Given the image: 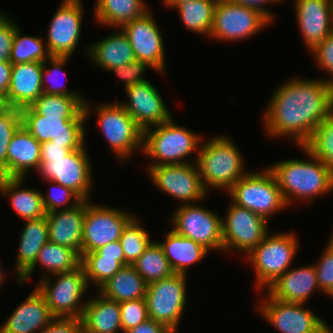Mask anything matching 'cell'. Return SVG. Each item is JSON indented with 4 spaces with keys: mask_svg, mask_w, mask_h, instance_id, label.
I'll list each match as a JSON object with an SVG mask.
<instances>
[{
    "mask_svg": "<svg viewBox=\"0 0 333 333\" xmlns=\"http://www.w3.org/2000/svg\"><path fill=\"white\" fill-rule=\"evenodd\" d=\"M305 79L292 77L274 89L262 116L269 138L285 137L304 146L333 113V87L322 78Z\"/></svg>",
    "mask_w": 333,
    "mask_h": 333,
    "instance_id": "cell-1",
    "label": "cell"
},
{
    "mask_svg": "<svg viewBox=\"0 0 333 333\" xmlns=\"http://www.w3.org/2000/svg\"><path fill=\"white\" fill-rule=\"evenodd\" d=\"M300 149L308 157L306 160L289 158L268 166L288 207L296 201L312 206L315 198L333 191L331 170L304 146H300Z\"/></svg>",
    "mask_w": 333,
    "mask_h": 333,
    "instance_id": "cell-2",
    "label": "cell"
},
{
    "mask_svg": "<svg viewBox=\"0 0 333 333\" xmlns=\"http://www.w3.org/2000/svg\"><path fill=\"white\" fill-rule=\"evenodd\" d=\"M196 154V166L204 188L227 192L246 173L244 158L232 138L215 135L204 140ZM214 188V189H213Z\"/></svg>",
    "mask_w": 333,
    "mask_h": 333,
    "instance_id": "cell-3",
    "label": "cell"
},
{
    "mask_svg": "<svg viewBox=\"0 0 333 333\" xmlns=\"http://www.w3.org/2000/svg\"><path fill=\"white\" fill-rule=\"evenodd\" d=\"M173 117L163 124L143 131L142 153L153 159L147 166L180 165L191 163L188 157L198 154L202 134L188 130L174 122ZM187 158V159H186Z\"/></svg>",
    "mask_w": 333,
    "mask_h": 333,
    "instance_id": "cell-4",
    "label": "cell"
},
{
    "mask_svg": "<svg viewBox=\"0 0 333 333\" xmlns=\"http://www.w3.org/2000/svg\"><path fill=\"white\" fill-rule=\"evenodd\" d=\"M91 111L97 114H95L96 123L118 160L126 162L131 156L133 158L136 152H142L143 130L119 102L98 103L92 107L86 98L84 102L86 120Z\"/></svg>",
    "mask_w": 333,
    "mask_h": 333,
    "instance_id": "cell-5",
    "label": "cell"
},
{
    "mask_svg": "<svg viewBox=\"0 0 333 333\" xmlns=\"http://www.w3.org/2000/svg\"><path fill=\"white\" fill-rule=\"evenodd\" d=\"M299 239L295 233H270L246 257L253 267L255 289L263 292L283 275L292 265L294 257L300 248Z\"/></svg>",
    "mask_w": 333,
    "mask_h": 333,
    "instance_id": "cell-6",
    "label": "cell"
},
{
    "mask_svg": "<svg viewBox=\"0 0 333 333\" xmlns=\"http://www.w3.org/2000/svg\"><path fill=\"white\" fill-rule=\"evenodd\" d=\"M237 206L246 208L269 221L271 216L287 209L277 180L268 167L248 171L227 192Z\"/></svg>",
    "mask_w": 333,
    "mask_h": 333,
    "instance_id": "cell-7",
    "label": "cell"
},
{
    "mask_svg": "<svg viewBox=\"0 0 333 333\" xmlns=\"http://www.w3.org/2000/svg\"><path fill=\"white\" fill-rule=\"evenodd\" d=\"M36 288L45 297L54 317L81 319L88 300L87 297L85 300L83 297L90 289L82 265L72 271L40 279Z\"/></svg>",
    "mask_w": 333,
    "mask_h": 333,
    "instance_id": "cell-8",
    "label": "cell"
},
{
    "mask_svg": "<svg viewBox=\"0 0 333 333\" xmlns=\"http://www.w3.org/2000/svg\"><path fill=\"white\" fill-rule=\"evenodd\" d=\"M271 23L256 9L227 0H218L209 38L220 42H242L260 33L265 27L271 26Z\"/></svg>",
    "mask_w": 333,
    "mask_h": 333,
    "instance_id": "cell-9",
    "label": "cell"
},
{
    "mask_svg": "<svg viewBox=\"0 0 333 333\" xmlns=\"http://www.w3.org/2000/svg\"><path fill=\"white\" fill-rule=\"evenodd\" d=\"M186 277L185 274L174 273L168 278L148 284L146 289L149 318L168 326L175 333L179 329L187 303Z\"/></svg>",
    "mask_w": 333,
    "mask_h": 333,
    "instance_id": "cell-10",
    "label": "cell"
},
{
    "mask_svg": "<svg viewBox=\"0 0 333 333\" xmlns=\"http://www.w3.org/2000/svg\"><path fill=\"white\" fill-rule=\"evenodd\" d=\"M176 210V211H175ZM171 215V229L192 239L209 251L223 253L222 217L198 204L178 205Z\"/></svg>",
    "mask_w": 333,
    "mask_h": 333,
    "instance_id": "cell-11",
    "label": "cell"
},
{
    "mask_svg": "<svg viewBox=\"0 0 333 333\" xmlns=\"http://www.w3.org/2000/svg\"><path fill=\"white\" fill-rule=\"evenodd\" d=\"M256 304L257 313L279 333H329L328 323L302 303L282 302L268 293Z\"/></svg>",
    "mask_w": 333,
    "mask_h": 333,
    "instance_id": "cell-12",
    "label": "cell"
},
{
    "mask_svg": "<svg viewBox=\"0 0 333 333\" xmlns=\"http://www.w3.org/2000/svg\"><path fill=\"white\" fill-rule=\"evenodd\" d=\"M222 217L223 252L231 249L248 254L269 234V222L232 201ZM269 229V230H268Z\"/></svg>",
    "mask_w": 333,
    "mask_h": 333,
    "instance_id": "cell-13",
    "label": "cell"
},
{
    "mask_svg": "<svg viewBox=\"0 0 333 333\" xmlns=\"http://www.w3.org/2000/svg\"><path fill=\"white\" fill-rule=\"evenodd\" d=\"M134 216L125 210L86 200L81 256L120 240L123 228Z\"/></svg>",
    "mask_w": 333,
    "mask_h": 333,
    "instance_id": "cell-14",
    "label": "cell"
},
{
    "mask_svg": "<svg viewBox=\"0 0 333 333\" xmlns=\"http://www.w3.org/2000/svg\"><path fill=\"white\" fill-rule=\"evenodd\" d=\"M84 145L71 151L65 158L41 162L37 169L40 178L52 180L76 192L83 200H90L93 183L92 162Z\"/></svg>",
    "mask_w": 333,
    "mask_h": 333,
    "instance_id": "cell-15",
    "label": "cell"
},
{
    "mask_svg": "<svg viewBox=\"0 0 333 333\" xmlns=\"http://www.w3.org/2000/svg\"><path fill=\"white\" fill-rule=\"evenodd\" d=\"M156 189L169 194L181 205L203 201L209 195L204 188L196 162L180 165L146 166ZM197 201V202H196Z\"/></svg>",
    "mask_w": 333,
    "mask_h": 333,
    "instance_id": "cell-16",
    "label": "cell"
},
{
    "mask_svg": "<svg viewBox=\"0 0 333 333\" xmlns=\"http://www.w3.org/2000/svg\"><path fill=\"white\" fill-rule=\"evenodd\" d=\"M22 125L39 142L52 141L63 148H82L86 142V119H59L37 114L31 107L21 109Z\"/></svg>",
    "mask_w": 333,
    "mask_h": 333,
    "instance_id": "cell-17",
    "label": "cell"
},
{
    "mask_svg": "<svg viewBox=\"0 0 333 333\" xmlns=\"http://www.w3.org/2000/svg\"><path fill=\"white\" fill-rule=\"evenodd\" d=\"M82 0H62L46 33L50 56L71 57L80 40L83 20Z\"/></svg>",
    "mask_w": 333,
    "mask_h": 333,
    "instance_id": "cell-18",
    "label": "cell"
},
{
    "mask_svg": "<svg viewBox=\"0 0 333 333\" xmlns=\"http://www.w3.org/2000/svg\"><path fill=\"white\" fill-rule=\"evenodd\" d=\"M147 11L121 29L129 39L136 59L149 63L160 75L166 73L165 43L155 16Z\"/></svg>",
    "mask_w": 333,
    "mask_h": 333,
    "instance_id": "cell-19",
    "label": "cell"
},
{
    "mask_svg": "<svg viewBox=\"0 0 333 333\" xmlns=\"http://www.w3.org/2000/svg\"><path fill=\"white\" fill-rule=\"evenodd\" d=\"M125 101L119 102L144 131L172 118L159 90L149 80L124 88Z\"/></svg>",
    "mask_w": 333,
    "mask_h": 333,
    "instance_id": "cell-20",
    "label": "cell"
},
{
    "mask_svg": "<svg viewBox=\"0 0 333 333\" xmlns=\"http://www.w3.org/2000/svg\"><path fill=\"white\" fill-rule=\"evenodd\" d=\"M295 19L308 52L333 32V0H295Z\"/></svg>",
    "mask_w": 333,
    "mask_h": 333,
    "instance_id": "cell-21",
    "label": "cell"
},
{
    "mask_svg": "<svg viewBox=\"0 0 333 333\" xmlns=\"http://www.w3.org/2000/svg\"><path fill=\"white\" fill-rule=\"evenodd\" d=\"M54 318L45 297L35 286L31 294L0 325V333H39Z\"/></svg>",
    "mask_w": 333,
    "mask_h": 333,
    "instance_id": "cell-22",
    "label": "cell"
},
{
    "mask_svg": "<svg viewBox=\"0 0 333 333\" xmlns=\"http://www.w3.org/2000/svg\"><path fill=\"white\" fill-rule=\"evenodd\" d=\"M42 62L12 65L10 86L5 96L8 107H30L43 93Z\"/></svg>",
    "mask_w": 333,
    "mask_h": 333,
    "instance_id": "cell-23",
    "label": "cell"
},
{
    "mask_svg": "<svg viewBox=\"0 0 333 333\" xmlns=\"http://www.w3.org/2000/svg\"><path fill=\"white\" fill-rule=\"evenodd\" d=\"M320 292L314 263L288 269L266 291L274 299L289 303H308L309 297Z\"/></svg>",
    "mask_w": 333,
    "mask_h": 333,
    "instance_id": "cell-24",
    "label": "cell"
},
{
    "mask_svg": "<svg viewBox=\"0 0 333 333\" xmlns=\"http://www.w3.org/2000/svg\"><path fill=\"white\" fill-rule=\"evenodd\" d=\"M86 200L75 207L47 213L49 241L75 250L81 256Z\"/></svg>",
    "mask_w": 333,
    "mask_h": 333,
    "instance_id": "cell-25",
    "label": "cell"
},
{
    "mask_svg": "<svg viewBox=\"0 0 333 333\" xmlns=\"http://www.w3.org/2000/svg\"><path fill=\"white\" fill-rule=\"evenodd\" d=\"M40 163L41 143L21 125L8 145L7 177L26 179L31 170L37 171Z\"/></svg>",
    "mask_w": 333,
    "mask_h": 333,
    "instance_id": "cell-26",
    "label": "cell"
},
{
    "mask_svg": "<svg viewBox=\"0 0 333 333\" xmlns=\"http://www.w3.org/2000/svg\"><path fill=\"white\" fill-rule=\"evenodd\" d=\"M81 320L83 333H123L119 302L98 291L88 298Z\"/></svg>",
    "mask_w": 333,
    "mask_h": 333,
    "instance_id": "cell-27",
    "label": "cell"
},
{
    "mask_svg": "<svg viewBox=\"0 0 333 333\" xmlns=\"http://www.w3.org/2000/svg\"><path fill=\"white\" fill-rule=\"evenodd\" d=\"M116 31L106 36V38L88 44L84 50L98 68L107 72L136 59L128 37L122 29L118 28Z\"/></svg>",
    "mask_w": 333,
    "mask_h": 333,
    "instance_id": "cell-28",
    "label": "cell"
},
{
    "mask_svg": "<svg viewBox=\"0 0 333 333\" xmlns=\"http://www.w3.org/2000/svg\"><path fill=\"white\" fill-rule=\"evenodd\" d=\"M25 178L0 177V194L7 198L13 211L22 220H32L47 215L41 190L24 188Z\"/></svg>",
    "mask_w": 333,
    "mask_h": 333,
    "instance_id": "cell-29",
    "label": "cell"
},
{
    "mask_svg": "<svg viewBox=\"0 0 333 333\" xmlns=\"http://www.w3.org/2000/svg\"><path fill=\"white\" fill-rule=\"evenodd\" d=\"M19 237L18 254L15 262L16 281L35 263L40 249L49 241L47 216L25 220Z\"/></svg>",
    "mask_w": 333,
    "mask_h": 333,
    "instance_id": "cell-30",
    "label": "cell"
},
{
    "mask_svg": "<svg viewBox=\"0 0 333 333\" xmlns=\"http://www.w3.org/2000/svg\"><path fill=\"white\" fill-rule=\"evenodd\" d=\"M41 266L43 277L53 274L72 271L81 265V256L73 249L48 241L38 253L35 263L19 278V284H27L35 271L36 266ZM45 272V273H44Z\"/></svg>",
    "mask_w": 333,
    "mask_h": 333,
    "instance_id": "cell-31",
    "label": "cell"
},
{
    "mask_svg": "<svg viewBox=\"0 0 333 333\" xmlns=\"http://www.w3.org/2000/svg\"><path fill=\"white\" fill-rule=\"evenodd\" d=\"M174 273L188 275L191 265L203 260L210 252L204 246L190 238L175 233L172 229L166 232L165 239L158 241Z\"/></svg>",
    "mask_w": 333,
    "mask_h": 333,
    "instance_id": "cell-32",
    "label": "cell"
},
{
    "mask_svg": "<svg viewBox=\"0 0 333 333\" xmlns=\"http://www.w3.org/2000/svg\"><path fill=\"white\" fill-rule=\"evenodd\" d=\"M95 2L94 20L102 27L121 29L149 11L144 0H96Z\"/></svg>",
    "mask_w": 333,
    "mask_h": 333,
    "instance_id": "cell-33",
    "label": "cell"
},
{
    "mask_svg": "<svg viewBox=\"0 0 333 333\" xmlns=\"http://www.w3.org/2000/svg\"><path fill=\"white\" fill-rule=\"evenodd\" d=\"M147 284L132 265L123 266L97 291L119 303L145 298Z\"/></svg>",
    "mask_w": 333,
    "mask_h": 333,
    "instance_id": "cell-34",
    "label": "cell"
},
{
    "mask_svg": "<svg viewBox=\"0 0 333 333\" xmlns=\"http://www.w3.org/2000/svg\"><path fill=\"white\" fill-rule=\"evenodd\" d=\"M84 96L42 95L30 106L37 114L59 119H86Z\"/></svg>",
    "mask_w": 333,
    "mask_h": 333,
    "instance_id": "cell-35",
    "label": "cell"
},
{
    "mask_svg": "<svg viewBox=\"0 0 333 333\" xmlns=\"http://www.w3.org/2000/svg\"><path fill=\"white\" fill-rule=\"evenodd\" d=\"M218 0L187 1L175 9L180 14L183 26L198 35L209 37L213 24L214 9Z\"/></svg>",
    "mask_w": 333,
    "mask_h": 333,
    "instance_id": "cell-36",
    "label": "cell"
},
{
    "mask_svg": "<svg viewBox=\"0 0 333 333\" xmlns=\"http://www.w3.org/2000/svg\"><path fill=\"white\" fill-rule=\"evenodd\" d=\"M132 266L147 285L174 274L158 241H152Z\"/></svg>",
    "mask_w": 333,
    "mask_h": 333,
    "instance_id": "cell-37",
    "label": "cell"
},
{
    "mask_svg": "<svg viewBox=\"0 0 333 333\" xmlns=\"http://www.w3.org/2000/svg\"><path fill=\"white\" fill-rule=\"evenodd\" d=\"M41 34L23 35L20 26L16 27V33L12 43L9 62L12 65L28 62H44L50 57L46 42Z\"/></svg>",
    "mask_w": 333,
    "mask_h": 333,
    "instance_id": "cell-38",
    "label": "cell"
},
{
    "mask_svg": "<svg viewBox=\"0 0 333 333\" xmlns=\"http://www.w3.org/2000/svg\"><path fill=\"white\" fill-rule=\"evenodd\" d=\"M119 241L123 248L124 266L133 265L152 242L148 230L136 215L123 228Z\"/></svg>",
    "mask_w": 333,
    "mask_h": 333,
    "instance_id": "cell-39",
    "label": "cell"
},
{
    "mask_svg": "<svg viewBox=\"0 0 333 333\" xmlns=\"http://www.w3.org/2000/svg\"><path fill=\"white\" fill-rule=\"evenodd\" d=\"M81 265L88 286L93 285L98 289L123 267L117 257L99 256L95 251L84 253L81 256Z\"/></svg>",
    "mask_w": 333,
    "mask_h": 333,
    "instance_id": "cell-40",
    "label": "cell"
},
{
    "mask_svg": "<svg viewBox=\"0 0 333 333\" xmlns=\"http://www.w3.org/2000/svg\"><path fill=\"white\" fill-rule=\"evenodd\" d=\"M304 147L319 158L333 175V113L315 128Z\"/></svg>",
    "mask_w": 333,
    "mask_h": 333,
    "instance_id": "cell-41",
    "label": "cell"
},
{
    "mask_svg": "<svg viewBox=\"0 0 333 333\" xmlns=\"http://www.w3.org/2000/svg\"><path fill=\"white\" fill-rule=\"evenodd\" d=\"M71 57L50 56L43 62L42 70V88L43 93L48 95H65V96H84L81 92L70 90L65 87L64 82H60L65 64ZM49 63V66H47ZM65 75V74H64Z\"/></svg>",
    "mask_w": 333,
    "mask_h": 333,
    "instance_id": "cell-42",
    "label": "cell"
},
{
    "mask_svg": "<svg viewBox=\"0 0 333 333\" xmlns=\"http://www.w3.org/2000/svg\"><path fill=\"white\" fill-rule=\"evenodd\" d=\"M21 125V109L7 107L0 112V177H7L8 145Z\"/></svg>",
    "mask_w": 333,
    "mask_h": 333,
    "instance_id": "cell-43",
    "label": "cell"
},
{
    "mask_svg": "<svg viewBox=\"0 0 333 333\" xmlns=\"http://www.w3.org/2000/svg\"><path fill=\"white\" fill-rule=\"evenodd\" d=\"M44 182L50 183L51 190L47 193L42 192V200L46 213L58 210H65L78 205L83 199L72 189L64 187L52 180Z\"/></svg>",
    "mask_w": 333,
    "mask_h": 333,
    "instance_id": "cell-44",
    "label": "cell"
},
{
    "mask_svg": "<svg viewBox=\"0 0 333 333\" xmlns=\"http://www.w3.org/2000/svg\"><path fill=\"white\" fill-rule=\"evenodd\" d=\"M120 304L122 331L132 329L149 319L146 299L124 301Z\"/></svg>",
    "mask_w": 333,
    "mask_h": 333,
    "instance_id": "cell-45",
    "label": "cell"
},
{
    "mask_svg": "<svg viewBox=\"0 0 333 333\" xmlns=\"http://www.w3.org/2000/svg\"><path fill=\"white\" fill-rule=\"evenodd\" d=\"M314 264L320 293L333 298V251L327 246Z\"/></svg>",
    "mask_w": 333,
    "mask_h": 333,
    "instance_id": "cell-46",
    "label": "cell"
},
{
    "mask_svg": "<svg viewBox=\"0 0 333 333\" xmlns=\"http://www.w3.org/2000/svg\"><path fill=\"white\" fill-rule=\"evenodd\" d=\"M148 68L155 70L149 63L135 59L131 63H125L111 69L110 72L119 77L124 85L123 88H126L147 81V78H145L144 75Z\"/></svg>",
    "mask_w": 333,
    "mask_h": 333,
    "instance_id": "cell-47",
    "label": "cell"
},
{
    "mask_svg": "<svg viewBox=\"0 0 333 333\" xmlns=\"http://www.w3.org/2000/svg\"><path fill=\"white\" fill-rule=\"evenodd\" d=\"M309 53L313 56L319 69L328 73V78H322L327 84L333 87V32L323 39Z\"/></svg>",
    "mask_w": 333,
    "mask_h": 333,
    "instance_id": "cell-48",
    "label": "cell"
},
{
    "mask_svg": "<svg viewBox=\"0 0 333 333\" xmlns=\"http://www.w3.org/2000/svg\"><path fill=\"white\" fill-rule=\"evenodd\" d=\"M9 16L0 25V61H9L16 27L19 25Z\"/></svg>",
    "mask_w": 333,
    "mask_h": 333,
    "instance_id": "cell-49",
    "label": "cell"
},
{
    "mask_svg": "<svg viewBox=\"0 0 333 333\" xmlns=\"http://www.w3.org/2000/svg\"><path fill=\"white\" fill-rule=\"evenodd\" d=\"M39 333H83L82 320L76 317H55Z\"/></svg>",
    "mask_w": 333,
    "mask_h": 333,
    "instance_id": "cell-50",
    "label": "cell"
},
{
    "mask_svg": "<svg viewBox=\"0 0 333 333\" xmlns=\"http://www.w3.org/2000/svg\"><path fill=\"white\" fill-rule=\"evenodd\" d=\"M80 148H63V145L54 144L52 141L41 143V162L49 159L65 158L71 151Z\"/></svg>",
    "mask_w": 333,
    "mask_h": 333,
    "instance_id": "cell-51",
    "label": "cell"
},
{
    "mask_svg": "<svg viewBox=\"0 0 333 333\" xmlns=\"http://www.w3.org/2000/svg\"><path fill=\"white\" fill-rule=\"evenodd\" d=\"M231 3L238 4V5H243L246 7H250L253 9H256L260 11L262 14H264L272 23L274 22V14L268 10L270 8H265V4L267 6L271 5L272 3L274 4H279V3H284V0H227ZM269 4V5H268Z\"/></svg>",
    "mask_w": 333,
    "mask_h": 333,
    "instance_id": "cell-52",
    "label": "cell"
},
{
    "mask_svg": "<svg viewBox=\"0 0 333 333\" xmlns=\"http://www.w3.org/2000/svg\"><path fill=\"white\" fill-rule=\"evenodd\" d=\"M125 333H175L168 326L156 322L151 318L145 320L143 323L138 326L127 330Z\"/></svg>",
    "mask_w": 333,
    "mask_h": 333,
    "instance_id": "cell-53",
    "label": "cell"
},
{
    "mask_svg": "<svg viewBox=\"0 0 333 333\" xmlns=\"http://www.w3.org/2000/svg\"><path fill=\"white\" fill-rule=\"evenodd\" d=\"M99 256L117 257V260L124 266V253L119 240L108 243L95 250Z\"/></svg>",
    "mask_w": 333,
    "mask_h": 333,
    "instance_id": "cell-54",
    "label": "cell"
},
{
    "mask_svg": "<svg viewBox=\"0 0 333 333\" xmlns=\"http://www.w3.org/2000/svg\"><path fill=\"white\" fill-rule=\"evenodd\" d=\"M12 64L9 61H0V94L4 97L10 86Z\"/></svg>",
    "mask_w": 333,
    "mask_h": 333,
    "instance_id": "cell-55",
    "label": "cell"
},
{
    "mask_svg": "<svg viewBox=\"0 0 333 333\" xmlns=\"http://www.w3.org/2000/svg\"><path fill=\"white\" fill-rule=\"evenodd\" d=\"M187 1H193V0H162L161 2L162 4L164 3V5L167 6V8L175 9L177 6Z\"/></svg>",
    "mask_w": 333,
    "mask_h": 333,
    "instance_id": "cell-56",
    "label": "cell"
},
{
    "mask_svg": "<svg viewBox=\"0 0 333 333\" xmlns=\"http://www.w3.org/2000/svg\"><path fill=\"white\" fill-rule=\"evenodd\" d=\"M3 265L0 263V286H3V284L5 283L4 281L6 280V275L4 272V269L2 267Z\"/></svg>",
    "mask_w": 333,
    "mask_h": 333,
    "instance_id": "cell-57",
    "label": "cell"
},
{
    "mask_svg": "<svg viewBox=\"0 0 333 333\" xmlns=\"http://www.w3.org/2000/svg\"><path fill=\"white\" fill-rule=\"evenodd\" d=\"M7 107L8 106L5 102V97L2 94H0V112H2Z\"/></svg>",
    "mask_w": 333,
    "mask_h": 333,
    "instance_id": "cell-58",
    "label": "cell"
},
{
    "mask_svg": "<svg viewBox=\"0 0 333 333\" xmlns=\"http://www.w3.org/2000/svg\"><path fill=\"white\" fill-rule=\"evenodd\" d=\"M9 17L7 13L0 11V25Z\"/></svg>",
    "mask_w": 333,
    "mask_h": 333,
    "instance_id": "cell-59",
    "label": "cell"
},
{
    "mask_svg": "<svg viewBox=\"0 0 333 333\" xmlns=\"http://www.w3.org/2000/svg\"><path fill=\"white\" fill-rule=\"evenodd\" d=\"M326 246L333 251V232L331 233L329 242H327Z\"/></svg>",
    "mask_w": 333,
    "mask_h": 333,
    "instance_id": "cell-60",
    "label": "cell"
},
{
    "mask_svg": "<svg viewBox=\"0 0 333 333\" xmlns=\"http://www.w3.org/2000/svg\"><path fill=\"white\" fill-rule=\"evenodd\" d=\"M328 330H329V333H333V327L329 326V324H328Z\"/></svg>",
    "mask_w": 333,
    "mask_h": 333,
    "instance_id": "cell-61",
    "label": "cell"
}]
</instances>
